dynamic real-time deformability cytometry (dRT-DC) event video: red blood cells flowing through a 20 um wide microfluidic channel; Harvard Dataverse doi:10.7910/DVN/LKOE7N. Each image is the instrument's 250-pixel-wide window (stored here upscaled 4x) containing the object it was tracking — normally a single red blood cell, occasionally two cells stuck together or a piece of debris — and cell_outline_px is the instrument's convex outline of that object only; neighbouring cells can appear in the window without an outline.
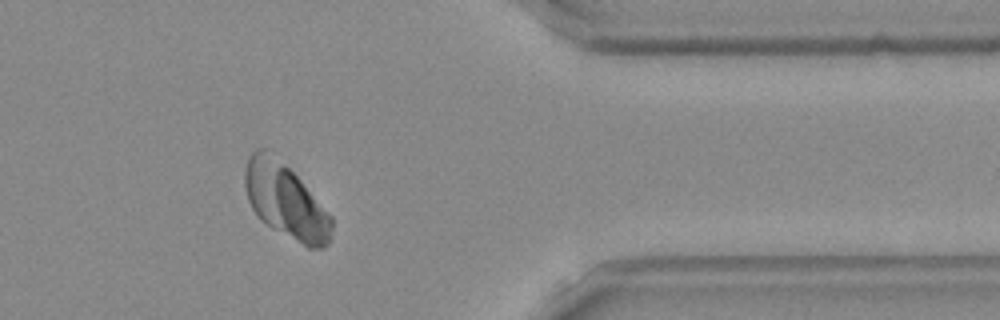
{"species": "Egyptian fruit bat (a non-hibernating species)", "species_latin": "Rousettus aegyptiacus", "temperature_condition": "room temperature", "stored_images_in_passage": 53, "camera_frame_rate_fps": 3000, "um_per_image_px": 0.085, "frame": {"image": 1, "passage_image": 43, "time_ms": 14.0, "image_size_px": [1000, 320], "cell_outline_px": [[332, 228], [328, 244], [324, 248], [308, 248], [272, 228], [260, 220], [252, 208], [248, 200], [244, 188], [244, 172], [248, 156], [256, 148], [264, 148], [284, 164], [300, 180], [332, 216]], "centroid_in_image_um": [24.25, 17.1], "position_along_channel_um": 387.2, "area_um2": 37.51}}